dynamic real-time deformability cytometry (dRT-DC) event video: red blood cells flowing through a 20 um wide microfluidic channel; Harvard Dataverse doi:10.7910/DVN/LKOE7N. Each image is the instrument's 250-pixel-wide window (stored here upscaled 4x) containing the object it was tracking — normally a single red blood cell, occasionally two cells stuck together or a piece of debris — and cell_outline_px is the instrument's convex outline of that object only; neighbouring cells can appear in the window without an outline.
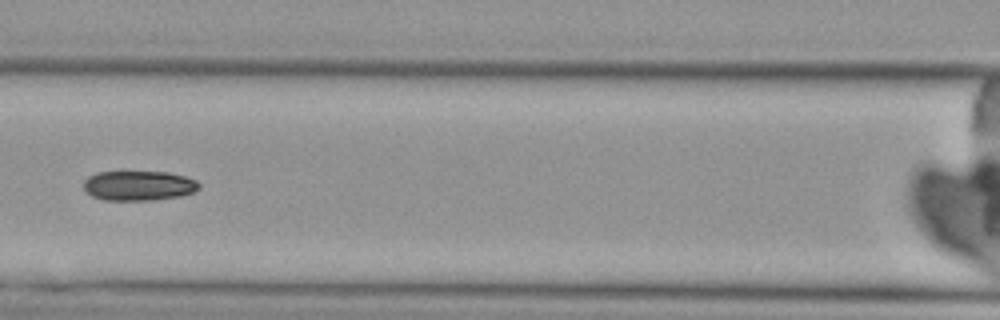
{"species": "Egyptian fruit bat (a non-hibernating species)", "species_latin": "Rousettus aegyptiacus", "temperature_condition": "cold", "stored_images_in_passage": 7, "camera_frame_rate_fps": 3000, "um_per_image_px": 0.085, "animal": {"sex": "female"}, "frame": {"image": 1, "passage_image": 7, "time_ms": 8.0, "image_size_px": [1000, 320], "cell_outline_px": [[200, 188], [192, 192], [180, 196], [152, 200], [104, 200], [92, 196], [84, 188], [84, 180], [88, 176], [96, 172], [168, 172], [184, 176], [196, 180], [200, 184]], "centroid_in_image_um": [11.78, 15.78], "position_along_channel_um": 154.8, "area_um2": 20.0}}